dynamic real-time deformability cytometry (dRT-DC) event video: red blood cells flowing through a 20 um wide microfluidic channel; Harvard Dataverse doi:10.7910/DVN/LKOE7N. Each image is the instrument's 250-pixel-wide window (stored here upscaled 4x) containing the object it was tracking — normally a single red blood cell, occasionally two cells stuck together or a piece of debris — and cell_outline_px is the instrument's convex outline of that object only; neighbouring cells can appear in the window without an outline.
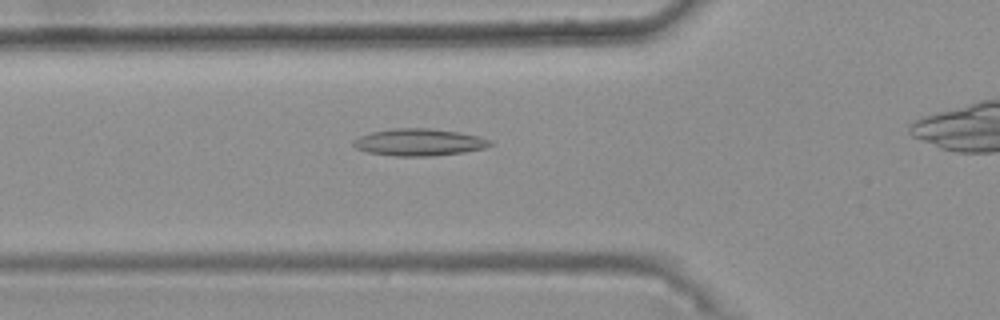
{"species": "common noctule bat (a hibernating species)", "species_latin": "Nyctalus noctula", "temperature_condition": "warm", "stored_images_in_passage": 42, "camera_frame_rate_fps": 3000, "um_per_image_px": 0.085, "animal": {"sex": "female", "body_mass_g": 25.1}, "frame": {"image": 1, "passage_image": 12, "time_ms": 3.667, "image_size_px": [1000, 320], "cell_outline_px": [[492, 144], [484, 148], [464, 152], [432, 156], [396, 156], [368, 152], [356, 148], [352, 144], [352, 140], [360, 136], [372, 132], [392, 128], [428, 128], [456, 132], [480, 136], [492, 140]], "centroid_in_image_um": [35.62, 12.09], "position_along_channel_um": 90.2, "area_um2": 21.5}}
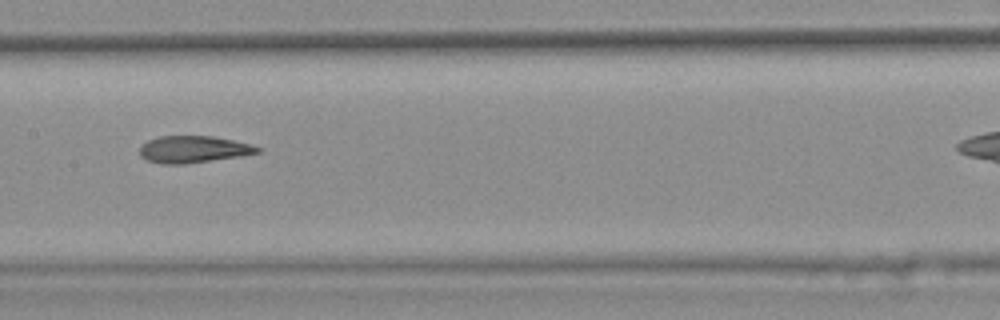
{"frame": {"image": 2, "passage_image": 20, "time_ms": 6.333, "image_size_px": [1000, 320], "cell_outline_px": [[260, 152], [240, 156], [184, 164], [160, 164], [148, 160], [140, 156], [140, 144], [148, 140], [160, 136], [212, 136], [232, 140], [248, 144], [260, 148]], "centroid_in_image_um": [16.37, 12.69], "position_along_channel_um": 191.0, "area_um2": 18.32}}
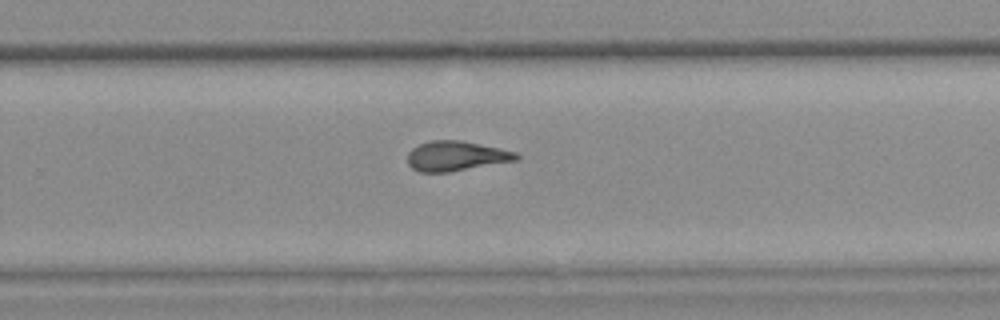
{"frame": {"image": 3, "passage_image": 28, "time_ms": 9.0, "image_size_px": [1000, 320], "cell_outline_px": [[520, 156], [516, 160], [448, 172], [420, 172], [412, 168], [408, 164], [408, 152], [412, 148], [420, 144], [432, 140], [460, 140], [500, 148], [516, 152]], "centroid_in_image_um": [38.74, 13.26], "position_along_channel_um": 291.1, "area_um2": 18.73}, "authors_computed_cell_mechanics": {"area_um2": 19.1896, "velocity_mm_per_s": 3.7642, "shape_relaxation_time_tau1_ms": null, "shape_relaxation_time_tau2_ms": 3.2956, "deformation_change_tau1": null, "deformation_change_tau2": 0.1249}}